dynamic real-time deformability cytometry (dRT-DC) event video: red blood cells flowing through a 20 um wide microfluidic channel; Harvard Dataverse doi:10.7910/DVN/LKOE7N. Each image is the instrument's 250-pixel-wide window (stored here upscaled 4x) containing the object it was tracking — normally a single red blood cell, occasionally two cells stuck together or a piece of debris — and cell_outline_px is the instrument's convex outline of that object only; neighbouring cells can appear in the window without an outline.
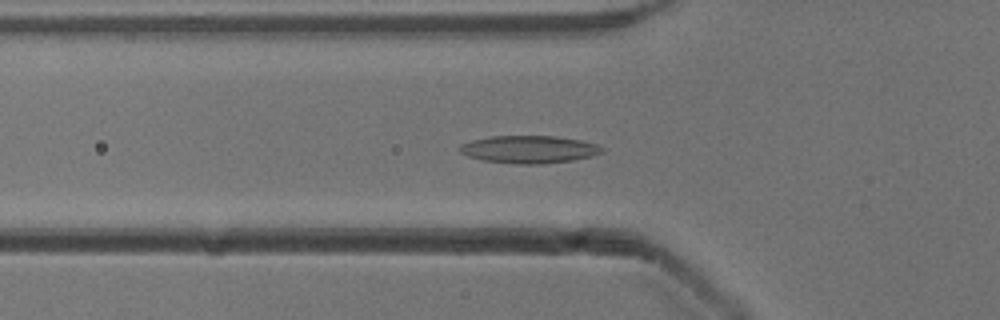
{"species": "common noctule bat (a hibernating species)", "species_latin": "Nyctalus noctula", "temperature_condition": "cold", "stored_images_in_passage": 52, "camera_frame_rate_fps": 3000, "um_per_image_px": 0.085, "animal": {"sex": "male", "body_mass_g": 13.3}, "frame": {"image": 1, "passage_image": 17, "time_ms": 5.333, "image_size_px": [1000, 320], "cell_outline_px": [[604, 152], [592, 156], [572, 160], [540, 164], [516, 164], [480, 160], [468, 156], [460, 152], [456, 148], [460, 144], [472, 140], [488, 136], [556, 136], [580, 140], [596, 144], [604, 148]], "centroid_in_image_um": [44.93, 12.69], "position_along_channel_um": 80.9, "area_um2": 23.06}}
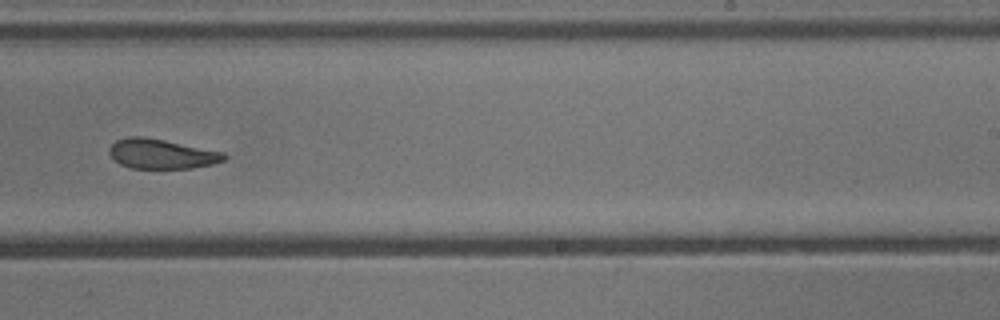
{"frame": {"image": 2, "passage_image": 32, "time_ms": 10.333, "image_size_px": [1000, 320], "cell_outline_px": [[228, 156], [224, 160], [212, 164], [192, 168], [128, 168], [120, 164], [108, 152], [112, 144], [116, 140], [128, 136], [140, 136], [164, 140], [224, 152]], "centroid_in_image_um": [13.73, 13.08], "position_along_channel_um": 275.3, "area_um2": 19.77}}
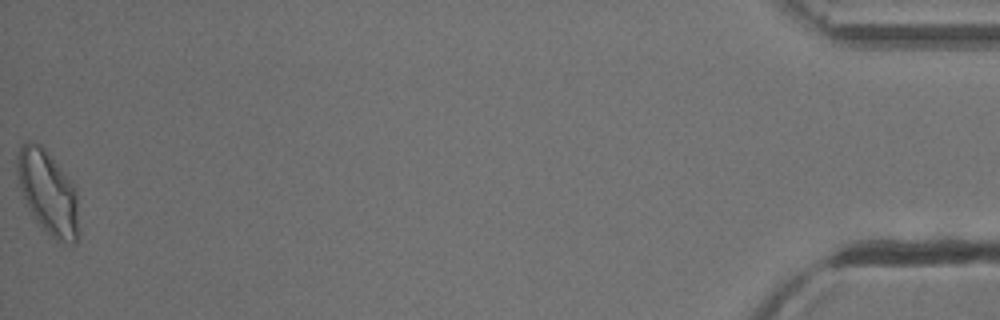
{"frame": {"image": 3, "passage_image": 52, "time_ms": 17.0, "image_size_px": [1000, 320], "cell_outline_px": [[76, 244], [60, 244], [36, 220], [24, 204], [16, 172], [16, 160], [20, 148], [28, 140], [40, 144], [44, 148], [72, 180], [76, 188]], "centroid_in_image_um": [4.04, 16.33], "position_along_channel_um": 431.2, "area_um2": 29.88}, "authors_computed_cell_mechanics": {"area_um2": 22.0796, "velocity_mm_per_s": 3.87, "shape_relaxation_time_tau1_ms": 7.4049, "shape_relaxation_time_tau2_ms": 3.2299, "deformation_change_tau1": 0.1649, "deformation_change_tau2": 0.1047}}